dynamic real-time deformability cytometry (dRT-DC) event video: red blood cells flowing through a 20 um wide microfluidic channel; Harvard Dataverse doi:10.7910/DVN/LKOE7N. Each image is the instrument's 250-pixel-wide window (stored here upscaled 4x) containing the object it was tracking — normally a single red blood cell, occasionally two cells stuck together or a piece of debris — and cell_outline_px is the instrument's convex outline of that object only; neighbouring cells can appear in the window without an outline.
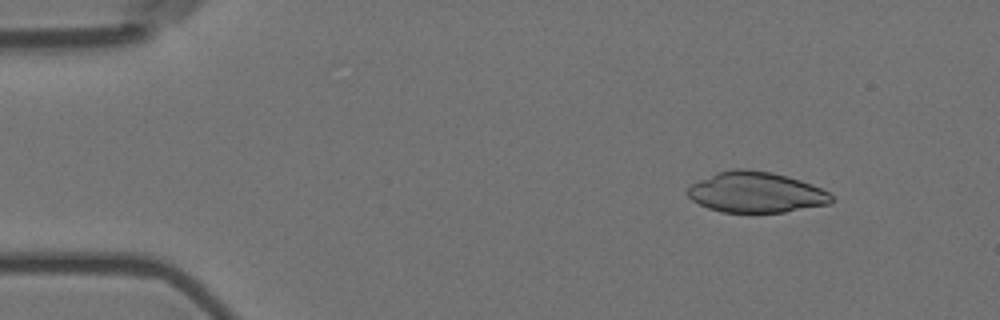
{"species": "Egyptian fruit bat (a non-hibernating species)", "species_latin": "Rousettus aegyptiacus", "temperature_condition": "room temperature", "stored_images_in_passage": 52, "camera_frame_rate_fps": 3000, "um_per_image_px": 0.085, "animal": {"sex": "female"}, "frame": {"image": 1, "passage_image": 3, "time_ms": 0.667, "image_size_px": [1000, 320], "cell_outline_px": [[836, 200], [832, 204], [784, 212], [720, 212], [708, 208], [692, 200], [688, 196], [688, 188], [692, 184], [716, 172], [732, 168], [748, 168], [772, 172], [788, 176], [812, 184], [828, 192]], "centroid_in_image_um": [64.29, 16.34], "position_along_channel_um": 20.7, "area_um2": 34.33}}